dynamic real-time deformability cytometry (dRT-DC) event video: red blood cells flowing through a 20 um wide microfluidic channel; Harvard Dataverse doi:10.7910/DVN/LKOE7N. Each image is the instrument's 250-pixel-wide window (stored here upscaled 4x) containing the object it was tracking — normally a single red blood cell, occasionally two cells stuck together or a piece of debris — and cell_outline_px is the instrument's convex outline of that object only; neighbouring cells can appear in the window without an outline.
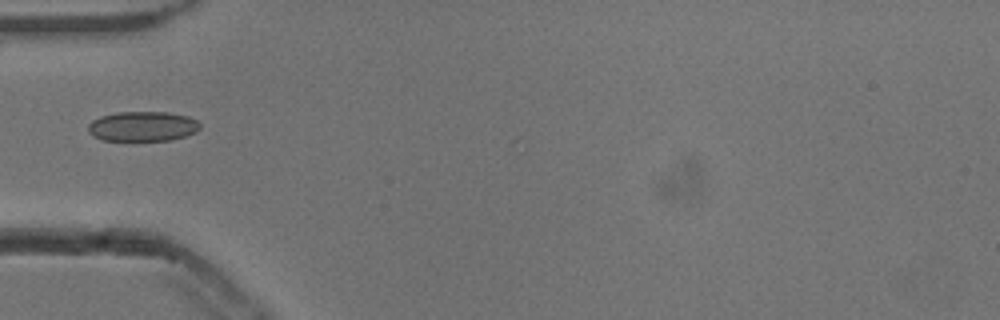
{"species": "common noctule bat (a hibernating species)", "species_latin": "Nyctalus noctula", "temperature_condition": "cold", "stored_images_in_passage": 33, "camera_frame_rate_fps": 3000, "um_per_image_px": 0.085, "animal": {"sex": "male", "body_mass_g": 13.3}, "frame": {"image": 1, "passage_image": 1, "time_ms": 0.0, "image_size_px": [1000, 320], "cell_outline_px": [[200, 128], [196, 132], [172, 140], [100, 140], [92, 136], [88, 132], [88, 124], [92, 120], [100, 116], [116, 112], [168, 112], [188, 116], [196, 120], [200, 124]], "centroid_in_image_um": [12.1, 10.73], "position_along_channel_um": 72.9, "area_um2": 19.59}}
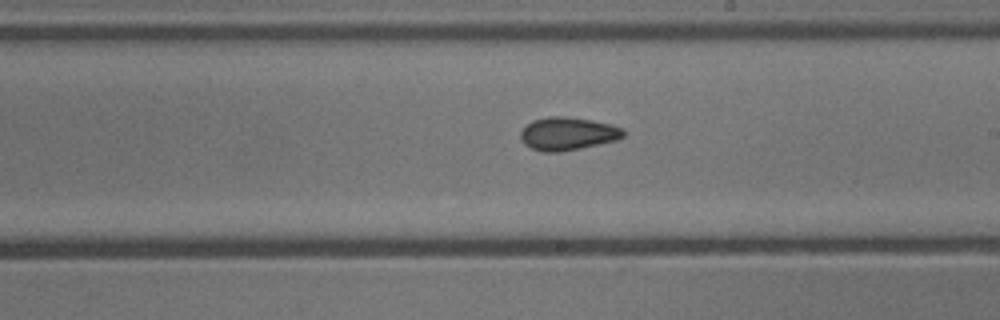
{"frame": {"image": 2, "passage_image": 14, "time_ms": 4.333, "image_size_px": [1000, 320], "cell_outline_px": [[624, 136], [616, 140], [580, 148], [560, 152], [544, 152], [532, 148], [524, 144], [520, 136], [520, 132], [532, 120], [548, 116], [568, 116], [592, 120], [612, 124], [624, 128]], "centroid_in_image_um": [48.26, 11.35], "position_along_channel_um": 240.7, "area_um2": 19.83}}
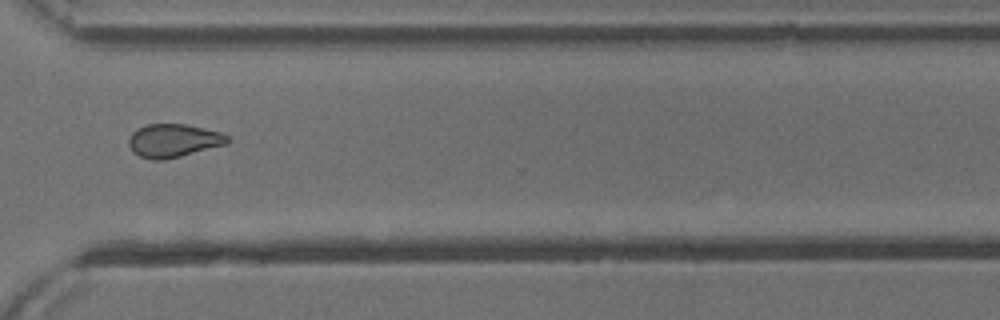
{"frame": {"image": 3, "passage_image": 23, "time_ms": 7.333, "image_size_px": [1000, 320], "cell_outline_px": [[232, 140], [228, 144], [164, 160], [152, 160], [140, 156], [128, 144], [128, 140], [132, 132], [136, 128], [148, 124], [184, 124], [220, 132], [228, 136]], "centroid_in_image_um": [14.76, 11.95], "position_along_channel_um": 355.8, "area_um2": 19.07}}